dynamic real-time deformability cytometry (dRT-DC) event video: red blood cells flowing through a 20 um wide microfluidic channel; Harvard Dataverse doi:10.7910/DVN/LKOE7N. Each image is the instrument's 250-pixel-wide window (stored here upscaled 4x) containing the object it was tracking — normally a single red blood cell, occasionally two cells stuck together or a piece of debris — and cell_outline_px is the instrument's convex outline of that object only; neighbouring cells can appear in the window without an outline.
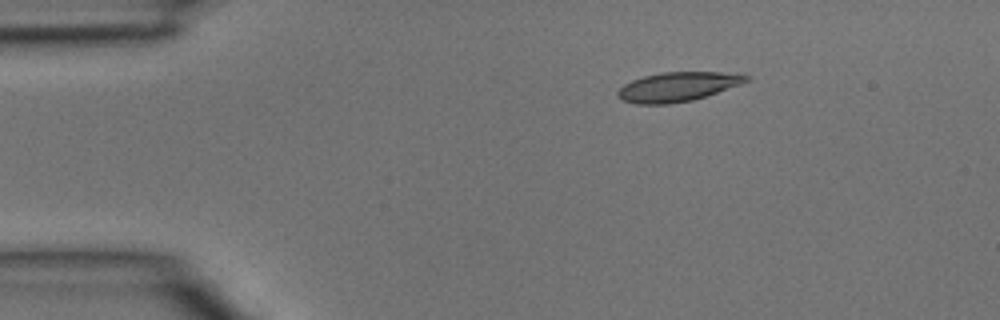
{"species": "common noctule bat (a hibernating species)", "species_latin": "Nyctalus noctula", "temperature_condition": "room temperature", "stored_images_in_passage": 3, "camera_frame_rate_fps": 3000, "um_per_image_px": 0.085, "animal": {"sex": "male", "body_mass_g": 15.6}, "frame": {"image": 1, "passage_image": 1, "time_ms": 0.0, "image_size_px": [1000, 320], "cell_outline_px": [[752, 80], [692, 100], [668, 104], [636, 104], [624, 100], [616, 96], [616, 92], [624, 84], [632, 80], [644, 76], [664, 72], [744, 72], [752, 76]], "centroid_in_image_um": [57.66, 7.35], "position_along_channel_um": 27.3, "area_um2": 22.08}}
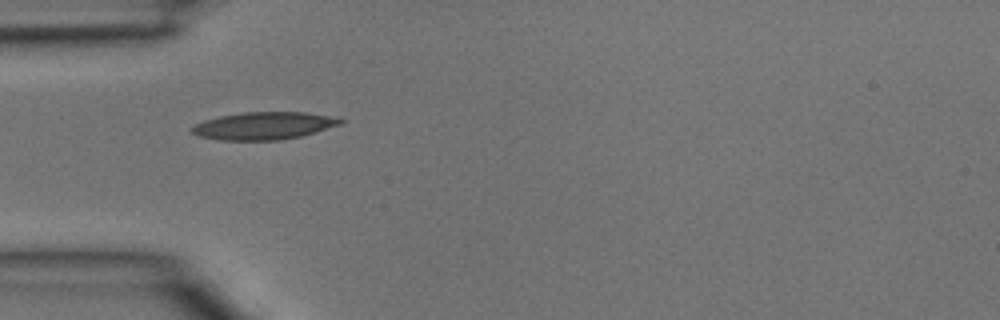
{"frame": {"image": 2, "passage_image": 3, "time_ms": 0.667, "image_size_px": [1000, 320], "cell_outline_px": [[344, 120], [340, 124], [300, 136], [280, 140], [220, 140], [200, 136], [192, 132], [188, 128], [204, 120], [220, 116], [244, 112], [304, 112], [336, 116]], "centroid_in_image_um": [22.41, 10.68], "position_along_channel_um": 62.6, "area_um2": 23.7}}